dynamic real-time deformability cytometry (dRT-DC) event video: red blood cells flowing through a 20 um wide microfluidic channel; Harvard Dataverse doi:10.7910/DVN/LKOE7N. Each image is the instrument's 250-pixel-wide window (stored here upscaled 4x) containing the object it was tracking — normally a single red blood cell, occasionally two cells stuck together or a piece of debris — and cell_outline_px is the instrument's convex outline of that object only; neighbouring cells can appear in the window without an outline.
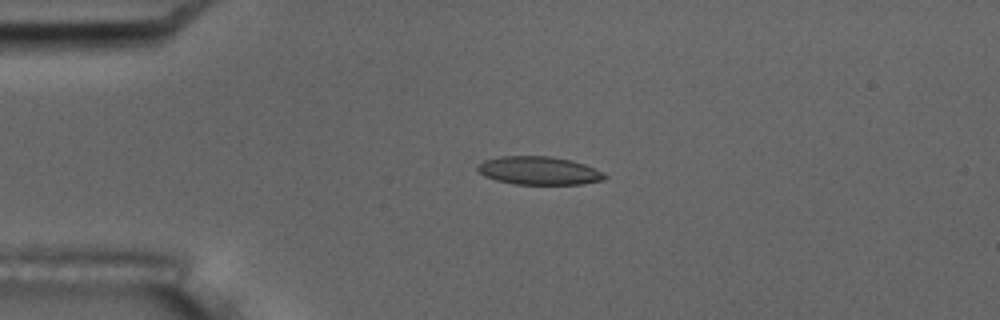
{"species": "common noctule bat (a hibernating species)", "species_latin": "Nyctalus noctula", "temperature_condition": "room temperature", "stored_images_in_passage": 5, "camera_frame_rate_fps": 3000, "um_per_image_px": 0.085, "animal": {"sex": "male", "body_mass_g": 17.5, "forearm_length_mm": 52.3}, "frame": {"image": 1, "passage_image": 4, "time_ms": 4.333, "image_size_px": [1000, 320], "cell_outline_px": [[608, 176], [604, 180], [580, 184], [516, 184], [496, 180], [484, 176], [476, 168], [476, 164], [484, 160], [500, 156], [548, 156], [572, 160], [584, 164], [604, 172]], "centroid_in_image_um": [45.8, 14.5], "position_along_channel_um": 39.2, "area_um2": 20.98}}